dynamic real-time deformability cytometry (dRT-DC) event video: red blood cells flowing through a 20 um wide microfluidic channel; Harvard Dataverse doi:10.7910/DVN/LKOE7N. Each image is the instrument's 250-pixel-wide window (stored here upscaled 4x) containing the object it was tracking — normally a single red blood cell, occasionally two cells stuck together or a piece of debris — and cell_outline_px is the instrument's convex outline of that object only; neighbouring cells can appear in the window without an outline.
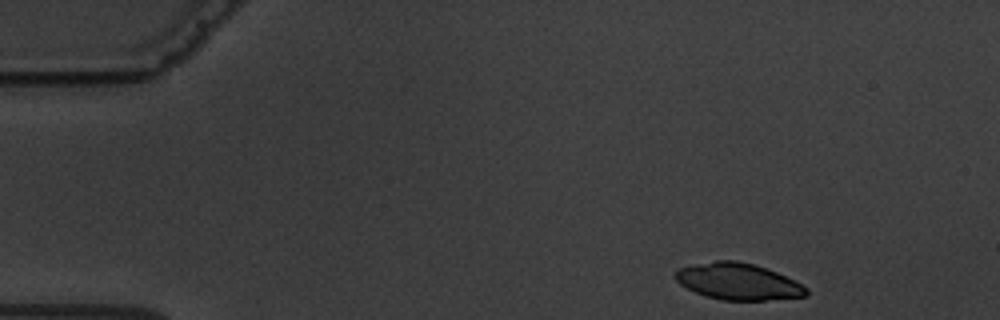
{"species": "common noctule bat (a hibernating species)", "species_latin": "Nyctalus noctula", "temperature_condition": "warm", "stored_images_in_passage": 4, "camera_frame_rate_fps": 3000, "um_per_image_px": 0.085, "animal": {"sex": "male", "body_mass_g": 19.5, "forearm_length_mm": 54.6}, "frame": {"image": 1, "passage_image": 1, "time_ms": 0.0, "image_size_px": [1000, 320], "cell_outline_px": [[808, 296], [764, 300], [720, 300], [696, 292], [680, 284], [672, 276], [680, 268], [696, 264], [716, 260], [736, 260], [752, 264], [776, 272], [808, 288]], "centroid_in_image_um": [62.72, 23.93], "position_along_channel_um": 22.3, "area_um2": 27.51}}